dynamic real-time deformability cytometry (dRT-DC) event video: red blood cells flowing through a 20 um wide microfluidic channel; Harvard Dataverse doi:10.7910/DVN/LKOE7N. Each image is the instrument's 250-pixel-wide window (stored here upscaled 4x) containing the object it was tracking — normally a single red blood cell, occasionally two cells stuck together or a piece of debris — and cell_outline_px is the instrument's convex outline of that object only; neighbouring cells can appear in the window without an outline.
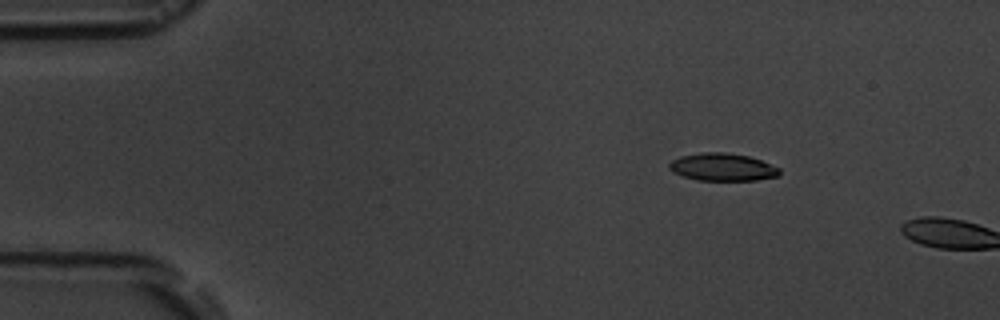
{"species": "common noctule bat (a hibernating species)", "species_latin": "Nyctalus noctula", "temperature_condition": "room temperature", "stored_images_in_passage": 3, "camera_frame_rate_fps": 3000, "um_per_image_px": 0.085, "animal": {"sex": "male", "body_mass_g": 19.5, "forearm_length_mm": 54.6}, "frame": {"image": 1, "passage_image": 2, "time_ms": 2.0, "image_size_px": [1000, 320], "cell_outline_px": [[780, 176], [756, 180], [696, 180], [672, 172], [668, 168], [668, 164], [672, 160], [680, 156], [704, 152], [724, 152], [748, 156], [760, 160], [780, 168]], "centroid_in_image_um": [61.4, 14.2], "position_along_channel_um": 23.6, "area_um2": 17.74}}